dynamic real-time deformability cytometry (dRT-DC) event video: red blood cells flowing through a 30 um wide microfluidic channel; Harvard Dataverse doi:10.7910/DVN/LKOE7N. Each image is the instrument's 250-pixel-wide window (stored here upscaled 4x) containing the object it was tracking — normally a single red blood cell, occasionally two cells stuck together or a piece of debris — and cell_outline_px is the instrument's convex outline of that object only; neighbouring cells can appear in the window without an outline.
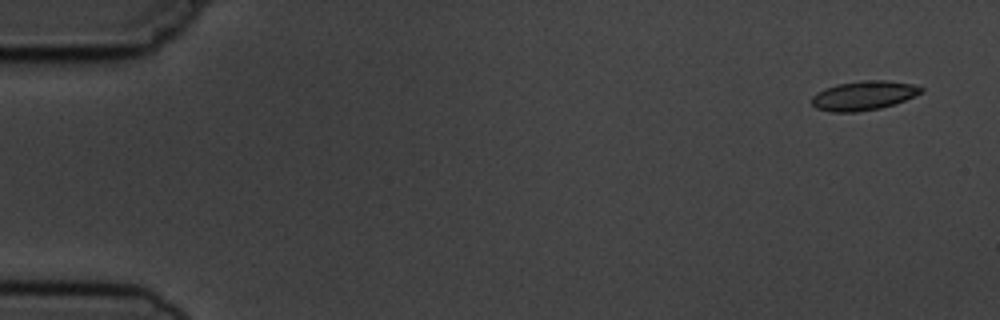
{"species": "common noctule bat (a hibernating species)", "species_latin": "Nyctalus noctula", "temperature_condition": "cold", "stored_images_in_passage": 5, "camera_frame_rate_fps": 3000, "um_per_image_px": 0.085, "animal": {"sex": "male", "body_mass_g": 19.5, "forearm_length_mm": 54.6}, "frame": {"image": 1, "passage_image": 1, "time_ms": 0.0, "image_size_px": [1000, 320], "cell_outline_px": [[924, 92], [904, 100], [880, 108], [856, 112], [832, 112], [816, 108], [812, 104], [812, 96], [816, 92], [836, 84], [860, 80], [888, 80], [912, 84], [924, 88]], "centroid_in_image_um": [73.4, 8.11], "position_along_channel_um": 11.6, "area_um2": 18.67}}
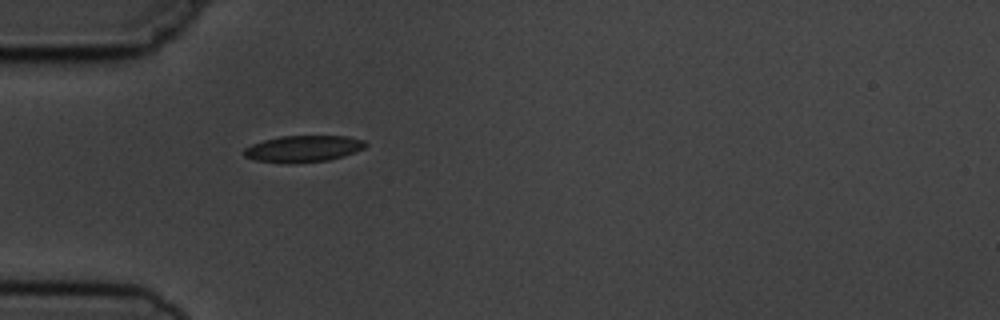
{"frame": {"image": 2, "passage_image": 5, "time_ms": 4.667, "image_size_px": [1000, 320], "cell_outline_px": [[368, 144], [364, 148], [356, 152], [344, 156], [328, 160], [288, 164], [256, 160], [244, 156], [244, 148], [252, 144], [264, 140], [280, 136], [348, 136], [364, 140]], "centroid_in_image_um": [25.8, 12.64], "position_along_channel_um": 59.2, "area_um2": 18.9}}